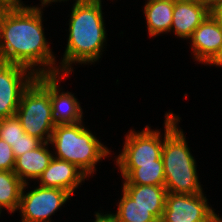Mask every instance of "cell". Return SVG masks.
<instances>
[{"instance_id": "1", "label": "cell", "mask_w": 222, "mask_h": 222, "mask_svg": "<svg viewBox=\"0 0 222 222\" xmlns=\"http://www.w3.org/2000/svg\"><path fill=\"white\" fill-rule=\"evenodd\" d=\"M42 9L23 5L4 11L0 20V61L22 65L37 75H56L59 66L44 35Z\"/></svg>"}, {"instance_id": "2", "label": "cell", "mask_w": 222, "mask_h": 222, "mask_svg": "<svg viewBox=\"0 0 222 222\" xmlns=\"http://www.w3.org/2000/svg\"><path fill=\"white\" fill-rule=\"evenodd\" d=\"M102 1H75L69 19V36L59 75H70L72 63L89 64L99 61L106 43Z\"/></svg>"}, {"instance_id": "3", "label": "cell", "mask_w": 222, "mask_h": 222, "mask_svg": "<svg viewBox=\"0 0 222 222\" xmlns=\"http://www.w3.org/2000/svg\"><path fill=\"white\" fill-rule=\"evenodd\" d=\"M163 160L165 188L168 193L200 194L203 189L198 179L196 160L190 152L183 130L178 129L181 119L173 112L165 114Z\"/></svg>"}, {"instance_id": "4", "label": "cell", "mask_w": 222, "mask_h": 222, "mask_svg": "<svg viewBox=\"0 0 222 222\" xmlns=\"http://www.w3.org/2000/svg\"><path fill=\"white\" fill-rule=\"evenodd\" d=\"M50 145L56 150L54 158L76 165L88 177L96 171L102 158L110 155L93 133L82 122L77 124L56 125L51 135Z\"/></svg>"}, {"instance_id": "5", "label": "cell", "mask_w": 222, "mask_h": 222, "mask_svg": "<svg viewBox=\"0 0 222 222\" xmlns=\"http://www.w3.org/2000/svg\"><path fill=\"white\" fill-rule=\"evenodd\" d=\"M16 116L26 134L42 142H50L56 126L50 93L36 79L23 92Z\"/></svg>"}, {"instance_id": "6", "label": "cell", "mask_w": 222, "mask_h": 222, "mask_svg": "<svg viewBox=\"0 0 222 222\" xmlns=\"http://www.w3.org/2000/svg\"><path fill=\"white\" fill-rule=\"evenodd\" d=\"M28 185H23L20 196L18 210L22 216L21 222H51L50 216L71 197L66 190L40 185L24 193Z\"/></svg>"}, {"instance_id": "7", "label": "cell", "mask_w": 222, "mask_h": 222, "mask_svg": "<svg viewBox=\"0 0 222 222\" xmlns=\"http://www.w3.org/2000/svg\"><path fill=\"white\" fill-rule=\"evenodd\" d=\"M36 77L27 67L0 61V120L16 115L23 92Z\"/></svg>"}, {"instance_id": "8", "label": "cell", "mask_w": 222, "mask_h": 222, "mask_svg": "<svg viewBox=\"0 0 222 222\" xmlns=\"http://www.w3.org/2000/svg\"><path fill=\"white\" fill-rule=\"evenodd\" d=\"M161 131L152 130L148 125L142 131L133 129L125 138L123 150L116 158L117 164H156L161 157L164 137Z\"/></svg>"}, {"instance_id": "9", "label": "cell", "mask_w": 222, "mask_h": 222, "mask_svg": "<svg viewBox=\"0 0 222 222\" xmlns=\"http://www.w3.org/2000/svg\"><path fill=\"white\" fill-rule=\"evenodd\" d=\"M213 211L204 193H167L160 222H203Z\"/></svg>"}, {"instance_id": "10", "label": "cell", "mask_w": 222, "mask_h": 222, "mask_svg": "<svg viewBox=\"0 0 222 222\" xmlns=\"http://www.w3.org/2000/svg\"><path fill=\"white\" fill-rule=\"evenodd\" d=\"M64 74L37 75L36 80L50 93L52 115L55 125L77 124L83 120L80 103L71 92H60L59 80Z\"/></svg>"}, {"instance_id": "11", "label": "cell", "mask_w": 222, "mask_h": 222, "mask_svg": "<svg viewBox=\"0 0 222 222\" xmlns=\"http://www.w3.org/2000/svg\"><path fill=\"white\" fill-rule=\"evenodd\" d=\"M195 61L210 65L222 50V28L209 14L189 38Z\"/></svg>"}, {"instance_id": "12", "label": "cell", "mask_w": 222, "mask_h": 222, "mask_svg": "<svg viewBox=\"0 0 222 222\" xmlns=\"http://www.w3.org/2000/svg\"><path fill=\"white\" fill-rule=\"evenodd\" d=\"M88 176L76 165L54 158L48 167L38 178L42 187L59 188L66 190L72 196L77 187L85 181Z\"/></svg>"}, {"instance_id": "13", "label": "cell", "mask_w": 222, "mask_h": 222, "mask_svg": "<svg viewBox=\"0 0 222 222\" xmlns=\"http://www.w3.org/2000/svg\"><path fill=\"white\" fill-rule=\"evenodd\" d=\"M210 11L194 0H174L171 31L181 39H189Z\"/></svg>"}, {"instance_id": "14", "label": "cell", "mask_w": 222, "mask_h": 222, "mask_svg": "<svg viewBox=\"0 0 222 222\" xmlns=\"http://www.w3.org/2000/svg\"><path fill=\"white\" fill-rule=\"evenodd\" d=\"M49 144L50 142H43L34 150L25 152L23 155L15 158L13 172L24 184L29 183L30 179L38 180L50 164L54 154L48 149Z\"/></svg>"}, {"instance_id": "15", "label": "cell", "mask_w": 222, "mask_h": 222, "mask_svg": "<svg viewBox=\"0 0 222 222\" xmlns=\"http://www.w3.org/2000/svg\"><path fill=\"white\" fill-rule=\"evenodd\" d=\"M124 180L123 185H165L163 160L156 164H116Z\"/></svg>"}, {"instance_id": "16", "label": "cell", "mask_w": 222, "mask_h": 222, "mask_svg": "<svg viewBox=\"0 0 222 222\" xmlns=\"http://www.w3.org/2000/svg\"><path fill=\"white\" fill-rule=\"evenodd\" d=\"M122 190L137 205L152 209V214L161 221L168 193L165 185H123Z\"/></svg>"}, {"instance_id": "17", "label": "cell", "mask_w": 222, "mask_h": 222, "mask_svg": "<svg viewBox=\"0 0 222 222\" xmlns=\"http://www.w3.org/2000/svg\"><path fill=\"white\" fill-rule=\"evenodd\" d=\"M173 9L174 0H147L143 13L150 37L171 31Z\"/></svg>"}, {"instance_id": "18", "label": "cell", "mask_w": 222, "mask_h": 222, "mask_svg": "<svg viewBox=\"0 0 222 222\" xmlns=\"http://www.w3.org/2000/svg\"><path fill=\"white\" fill-rule=\"evenodd\" d=\"M24 183L13 171L0 170V207L10 213L18 211Z\"/></svg>"}, {"instance_id": "19", "label": "cell", "mask_w": 222, "mask_h": 222, "mask_svg": "<svg viewBox=\"0 0 222 222\" xmlns=\"http://www.w3.org/2000/svg\"><path fill=\"white\" fill-rule=\"evenodd\" d=\"M122 192L117 212L114 214L117 222H160L152 214V209L137 205L123 190Z\"/></svg>"}, {"instance_id": "20", "label": "cell", "mask_w": 222, "mask_h": 222, "mask_svg": "<svg viewBox=\"0 0 222 222\" xmlns=\"http://www.w3.org/2000/svg\"><path fill=\"white\" fill-rule=\"evenodd\" d=\"M24 133L20 119L16 115L0 120V139L10 146L15 145Z\"/></svg>"}, {"instance_id": "21", "label": "cell", "mask_w": 222, "mask_h": 222, "mask_svg": "<svg viewBox=\"0 0 222 222\" xmlns=\"http://www.w3.org/2000/svg\"><path fill=\"white\" fill-rule=\"evenodd\" d=\"M43 142L36 138L24 133L15 145H12V150L15 158L23 155L25 152L34 150L39 147Z\"/></svg>"}, {"instance_id": "22", "label": "cell", "mask_w": 222, "mask_h": 222, "mask_svg": "<svg viewBox=\"0 0 222 222\" xmlns=\"http://www.w3.org/2000/svg\"><path fill=\"white\" fill-rule=\"evenodd\" d=\"M15 166V156L12 147L0 139V170L13 171Z\"/></svg>"}, {"instance_id": "23", "label": "cell", "mask_w": 222, "mask_h": 222, "mask_svg": "<svg viewBox=\"0 0 222 222\" xmlns=\"http://www.w3.org/2000/svg\"><path fill=\"white\" fill-rule=\"evenodd\" d=\"M22 0H0V8L6 10L17 9L23 6Z\"/></svg>"}, {"instance_id": "24", "label": "cell", "mask_w": 222, "mask_h": 222, "mask_svg": "<svg viewBox=\"0 0 222 222\" xmlns=\"http://www.w3.org/2000/svg\"><path fill=\"white\" fill-rule=\"evenodd\" d=\"M94 216H95L94 222H117L114 213L111 212L107 214L96 212Z\"/></svg>"}, {"instance_id": "25", "label": "cell", "mask_w": 222, "mask_h": 222, "mask_svg": "<svg viewBox=\"0 0 222 222\" xmlns=\"http://www.w3.org/2000/svg\"><path fill=\"white\" fill-rule=\"evenodd\" d=\"M210 14L214 17V19L218 22V24L222 28V4L213 8L210 11Z\"/></svg>"}, {"instance_id": "26", "label": "cell", "mask_w": 222, "mask_h": 222, "mask_svg": "<svg viewBox=\"0 0 222 222\" xmlns=\"http://www.w3.org/2000/svg\"><path fill=\"white\" fill-rule=\"evenodd\" d=\"M198 2L205 6L209 11L222 4V0H198Z\"/></svg>"}, {"instance_id": "27", "label": "cell", "mask_w": 222, "mask_h": 222, "mask_svg": "<svg viewBox=\"0 0 222 222\" xmlns=\"http://www.w3.org/2000/svg\"><path fill=\"white\" fill-rule=\"evenodd\" d=\"M203 222H222V217L213 211Z\"/></svg>"}, {"instance_id": "28", "label": "cell", "mask_w": 222, "mask_h": 222, "mask_svg": "<svg viewBox=\"0 0 222 222\" xmlns=\"http://www.w3.org/2000/svg\"><path fill=\"white\" fill-rule=\"evenodd\" d=\"M210 65L211 66L217 65L219 67H222V50H221L220 54L218 55V57Z\"/></svg>"}, {"instance_id": "29", "label": "cell", "mask_w": 222, "mask_h": 222, "mask_svg": "<svg viewBox=\"0 0 222 222\" xmlns=\"http://www.w3.org/2000/svg\"><path fill=\"white\" fill-rule=\"evenodd\" d=\"M64 2V1H67V0H41V4H40V6H46V5H48V4H51L52 2ZM69 1V0H68ZM76 1H79V0H76Z\"/></svg>"}, {"instance_id": "30", "label": "cell", "mask_w": 222, "mask_h": 222, "mask_svg": "<svg viewBox=\"0 0 222 222\" xmlns=\"http://www.w3.org/2000/svg\"><path fill=\"white\" fill-rule=\"evenodd\" d=\"M4 11H5L4 9L0 8V20H1V17L3 15Z\"/></svg>"}]
</instances>
